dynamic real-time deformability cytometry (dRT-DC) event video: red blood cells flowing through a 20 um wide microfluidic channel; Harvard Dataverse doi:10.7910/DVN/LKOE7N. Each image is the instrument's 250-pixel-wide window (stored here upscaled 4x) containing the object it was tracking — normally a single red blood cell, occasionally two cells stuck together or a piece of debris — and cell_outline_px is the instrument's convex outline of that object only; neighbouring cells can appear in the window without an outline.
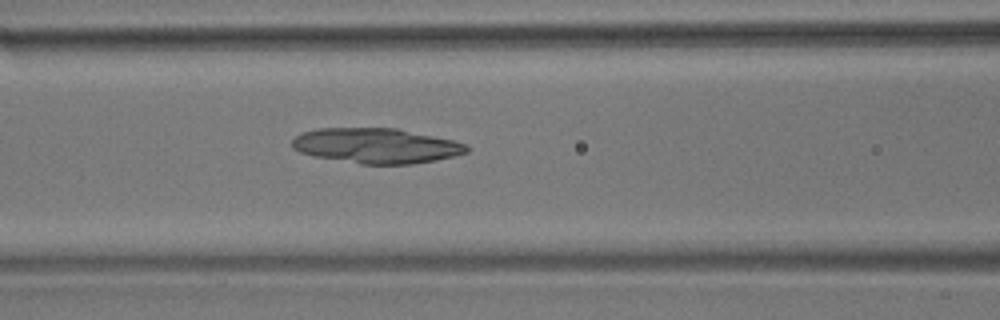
{"species": "common noctule bat (a hibernating species)", "species_latin": "Nyctalus noctula", "temperature_condition": "room temperature", "stored_images_in_passage": 56, "camera_frame_rate_fps": 3000, "um_per_image_px": 0.085, "animal": {"sex": "male", "body_mass_g": 17.9}, "frame": {"image": 1, "passage_image": 23, "time_ms": 7.333, "image_size_px": [1000, 320], "cell_outline_px": [[468, 152], [436, 160], [412, 164], [360, 164], [316, 156], [300, 152], [292, 148], [292, 140], [300, 132], [316, 128], [396, 128], [452, 140], [468, 144]], "centroid_in_image_um": [31.96, 12.38], "position_along_channel_um": 134.6, "area_um2": 35.6}}
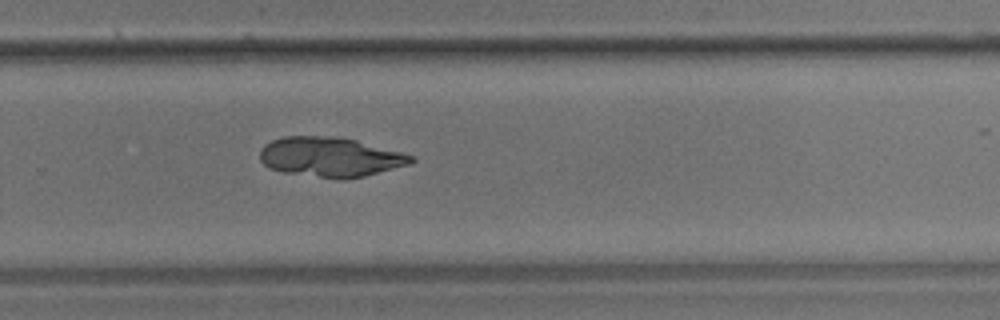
{"frame": {"image": 2, "passage_image": 37, "time_ms": 12.0, "image_size_px": [1000, 320], "cell_outline_px": [[416, 160], [408, 164], [364, 176], [344, 180], [336, 180], [284, 172], [268, 168], [260, 160], [260, 148], [264, 144], [272, 140], [284, 136], [336, 136], [356, 140], [400, 152], [412, 156]], "centroid_in_image_um": [28.01, 13.35], "position_along_channel_um": 301.8, "area_um2": 35.03}}
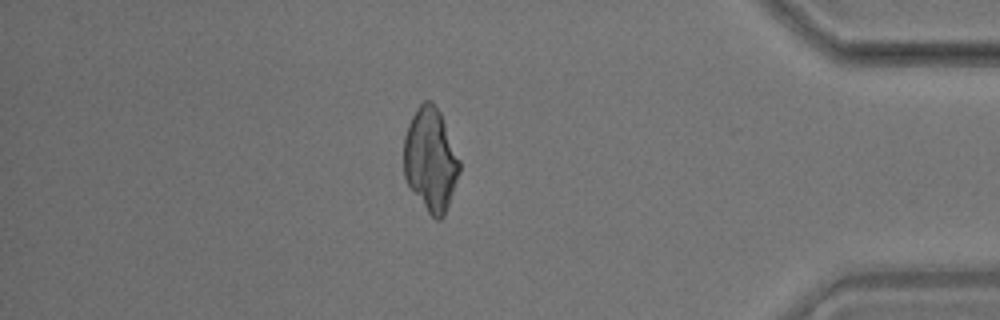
{"frame": {"image": 3, "passage_image": 48, "time_ms": 15.667, "image_size_px": [1000, 320], "cell_outline_px": [[460, 172], [444, 216], [440, 220], [436, 220], [428, 212], [408, 184], [404, 176], [404, 136], [408, 124], [416, 108], [424, 100], [432, 100], [440, 112], [460, 160]], "centroid_in_image_um": [36.6, 13.54], "position_along_channel_um": 398.6, "area_um2": 33.35}}